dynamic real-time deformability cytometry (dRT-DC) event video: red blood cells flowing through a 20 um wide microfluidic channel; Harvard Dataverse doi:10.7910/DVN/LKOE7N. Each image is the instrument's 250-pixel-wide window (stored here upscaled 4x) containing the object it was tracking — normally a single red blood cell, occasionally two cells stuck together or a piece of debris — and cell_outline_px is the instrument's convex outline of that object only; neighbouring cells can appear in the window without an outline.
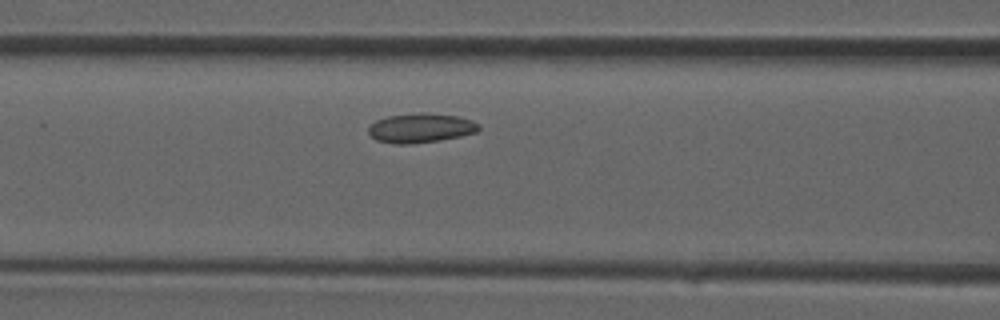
{"species": "common noctule bat (a hibernating species)", "species_latin": "Nyctalus noctula", "temperature_condition": "room temperature", "stored_images_in_passage": 9, "camera_frame_rate_fps": 3000, "um_per_image_px": 0.085, "animal": {"sex": "male", "forearm_length_mm": 52.5}, "frame": {"image": 1, "passage_image": 6, "time_ms": 1.667, "image_size_px": [1000, 320], "cell_outline_px": [[480, 128], [476, 132], [460, 136], [440, 140], [412, 144], [396, 144], [376, 140], [368, 132], [368, 128], [376, 120], [388, 116], [420, 112], [424, 112], [456, 116], [472, 120], [480, 124]], "centroid_in_image_um": [35.76, 10.88], "position_along_channel_um": 130.8, "area_um2": 18.9}}